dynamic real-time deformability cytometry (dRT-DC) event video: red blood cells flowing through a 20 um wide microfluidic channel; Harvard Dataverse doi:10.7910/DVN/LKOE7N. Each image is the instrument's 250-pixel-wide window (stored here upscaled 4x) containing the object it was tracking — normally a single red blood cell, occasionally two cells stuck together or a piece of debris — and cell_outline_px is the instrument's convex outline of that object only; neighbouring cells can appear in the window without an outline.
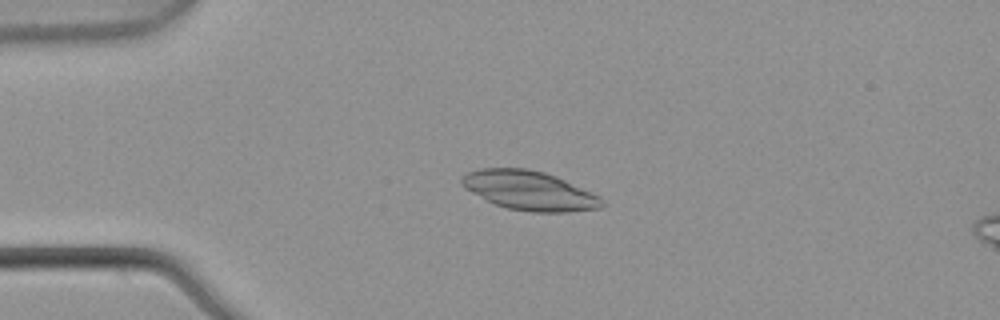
{"species": "common noctule bat (a hibernating species)", "species_latin": "Nyctalus noctula", "temperature_condition": "warm", "stored_images_in_passage": 3, "camera_frame_rate_fps": 3000, "um_per_image_px": 0.085, "animal": {"sex": "male", "body_mass_g": 21.5, "forearm_length_mm": 52.0}, "frame": {"image": 1, "passage_image": 3, "time_ms": 0.667, "image_size_px": [1000, 320], "cell_outline_px": [[604, 204], [600, 208], [568, 212], [532, 212], [508, 208], [496, 204], [464, 188], [460, 184], [460, 180], [468, 172], [480, 168], [528, 168], [544, 172], [556, 176], [600, 196], [604, 200]], "centroid_in_image_um": [45.01, 16.19], "position_along_channel_um": 40.0, "area_um2": 31.85}}